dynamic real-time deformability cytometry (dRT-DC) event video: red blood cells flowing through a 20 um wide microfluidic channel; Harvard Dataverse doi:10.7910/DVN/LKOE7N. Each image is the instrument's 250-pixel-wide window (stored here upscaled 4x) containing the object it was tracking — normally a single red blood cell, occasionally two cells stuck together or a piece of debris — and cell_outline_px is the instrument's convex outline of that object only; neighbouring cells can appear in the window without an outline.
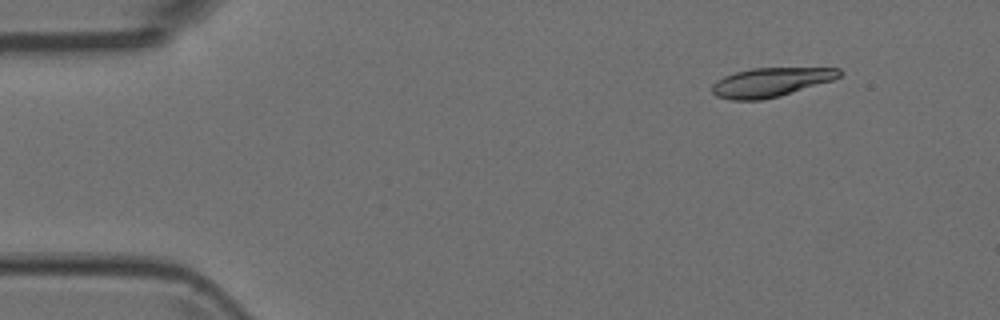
{"species": "Egyptian fruit bat (a non-hibernating species)", "species_latin": "Rousettus aegyptiacus", "temperature_condition": "room temperature", "stored_images_in_passage": 3, "segment_of_instrument_passage": [2, 2], "camera_frame_rate_fps": 3000, "um_per_image_px": 0.085, "animal": {"sex": "female"}, "frame": {"image": 1, "passage_image": 3, "time_ms": 0.667, "image_size_px": [1000, 320], "cell_outline_px": [[840, 76], [832, 80], [780, 96], [760, 100], [732, 100], [716, 96], [712, 92], [712, 84], [716, 80], [724, 76], [736, 72], [752, 68], [840, 68]], "centroid_in_image_um": [65.47, 6.99], "position_along_channel_um": 19.5, "area_um2": 21.39}}